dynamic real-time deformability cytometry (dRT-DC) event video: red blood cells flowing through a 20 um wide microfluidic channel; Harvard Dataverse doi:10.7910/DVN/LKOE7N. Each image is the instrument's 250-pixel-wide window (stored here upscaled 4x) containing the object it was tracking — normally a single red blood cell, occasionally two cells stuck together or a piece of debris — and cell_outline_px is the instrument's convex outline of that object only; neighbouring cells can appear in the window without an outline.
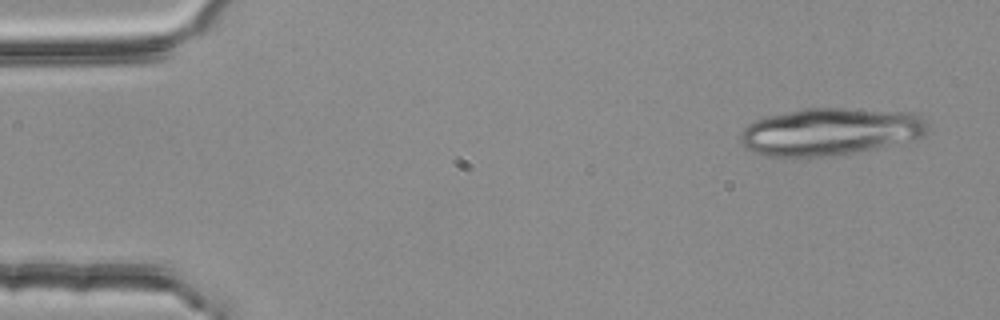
{"species": "common noctule bat (a hibernating species)", "species_latin": "Nyctalus noctula", "temperature_condition": "room temperature", "stored_images_in_passage": 5, "camera_frame_rate_fps": 3000, "um_per_image_px": 0.085, "animal": {"sex": "female", "body_mass_g": 25.1}, "frame": {"image": 1, "passage_image": 1, "time_ms": 0.0, "image_size_px": [1000, 320], "cell_outline_px": [[928, 132], [924, 136], [876, 148], [852, 152], [816, 156], [768, 156], [756, 152], [748, 148], [740, 140], [740, 136], [744, 128], [748, 124], [756, 120], [768, 116], [804, 108], [840, 108], [916, 112], [928, 124]], "centroid_in_image_um": [70.6, 11.16], "position_along_channel_um": 14.4, "area_um2": 51.04}}